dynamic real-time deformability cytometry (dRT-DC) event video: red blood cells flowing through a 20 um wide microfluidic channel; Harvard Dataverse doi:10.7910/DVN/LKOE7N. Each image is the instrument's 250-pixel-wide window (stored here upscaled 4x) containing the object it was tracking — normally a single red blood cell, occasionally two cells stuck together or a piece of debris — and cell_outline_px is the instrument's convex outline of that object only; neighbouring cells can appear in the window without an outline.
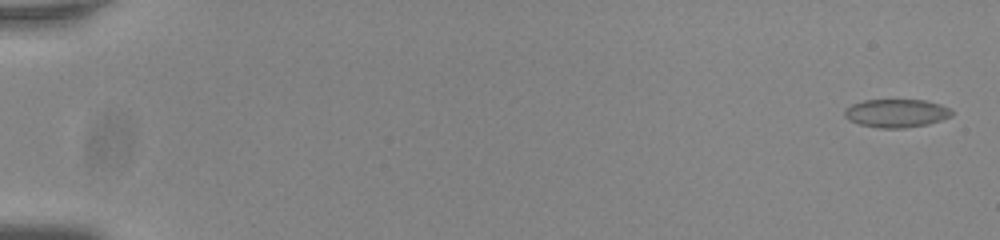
{"species": "common noctule bat (a hibernating species)", "species_latin": "Nyctalus noctula", "temperature_condition": "room temperature", "stored_images_in_passage": 57, "camera_frame_rate_fps": 3000, "um_per_image_px": 0.085, "animal": {"sex": "male", "body_mass_g": 20.0, "forearm_length_mm": 53.3}, "frame": {"image": 1, "passage_image": 2, "time_ms": 0.333, "image_size_px": [1000, 240], "cell_outline_px": [[952, 116], [928, 124], [904, 128], [880, 128], [860, 124], [844, 116], [844, 112], [852, 104], [864, 100], [924, 100], [940, 104], [948, 108], [952, 112]], "centroid_in_image_um": [76.21, 9.62], "position_along_channel_um": 8.8, "area_um2": 17.4}}
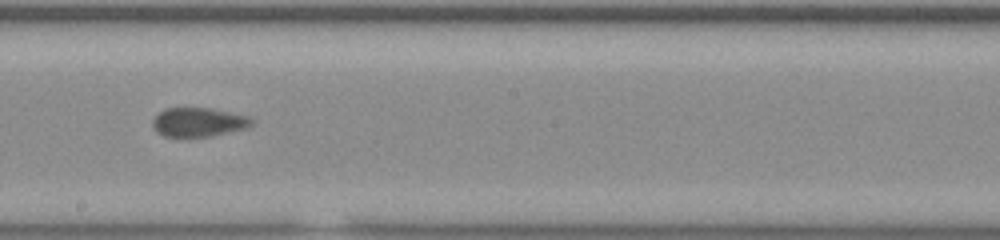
{"frame": {"image": 2, "passage_image": 34, "time_ms": 11.0, "image_size_px": [1000, 240], "cell_outline_px": [[256, 120], [248, 128], [212, 136], [164, 136], [156, 132], [152, 128], [152, 120], [164, 108], [212, 108], [248, 116]], "centroid_in_image_um": [16.89, 10.38], "position_along_channel_um": 231.3, "area_um2": 16.88}}
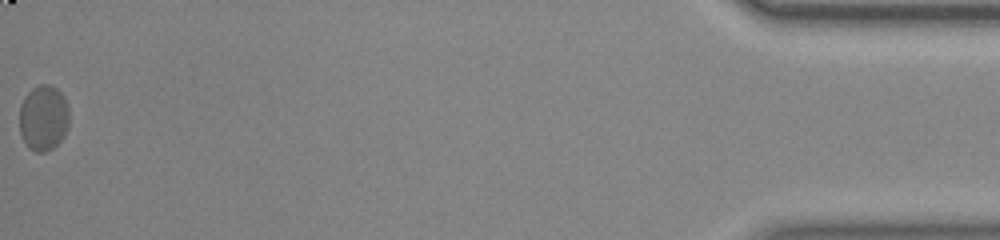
{"frame": {"image": 3, "passage_image": 57, "time_ms": 18.667, "image_size_px": [1000, 240], "cell_outline_px": [[68, 128], [64, 136], [52, 148], [44, 152], [36, 152], [28, 148], [20, 132], [20, 104], [24, 96], [32, 88], [40, 84], [48, 84], [56, 88], [64, 96], [68, 108]], "centroid_in_image_um": [3.69, 10.01], "position_along_channel_um": 431.5, "area_um2": 19.07}, "authors_computed_cell_mechanics": {"area_um2": 17.2822, "velocity_mm_per_s": 3.7468, "shape_relaxation_time_tau1_ms": null, "shape_relaxation_time_tau2_ms": 0.9771, "deformation_change_tau1": null, "deformation_change_tau2": 0.0589}}